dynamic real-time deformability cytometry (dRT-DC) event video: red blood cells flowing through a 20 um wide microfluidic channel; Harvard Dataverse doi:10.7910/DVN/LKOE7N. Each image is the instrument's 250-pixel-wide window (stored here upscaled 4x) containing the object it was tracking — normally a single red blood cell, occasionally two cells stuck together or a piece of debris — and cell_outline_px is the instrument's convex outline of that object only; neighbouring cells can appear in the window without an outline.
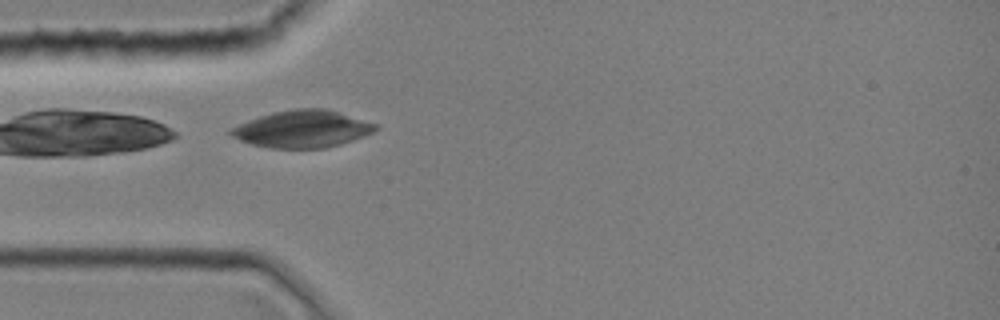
{"species": "common noctule bat (a hibernating species)", "species_latin": "Nyctalus noctula", "temperature_condition": "room temperature", "stored_images_in_passage": 24, "camera_frame_rate_fps": 3000, "um_per_image_px": 0.085, "animal": {"sex": "female", "body_mass_g": 19.0, "forearm_length_mm": 51.5}, "frame": {"image": 1, "passage_image": 1, "time_ms": 0.0, "image_size_px": [1000, 320], "cell_outline_px": [[380, 128], [364, 136], [340, 144], [324, 148], [268, 148], [252, 144], [240, 140], [232, 136], [228, 132], [228, 128], [248, 120], [272, 112], [296, 108], [324, 108], [380, 124]], "centroid_in_image_um": [25.7, 10.96], "position_along_channel_um": 59.3, "area_um2": 31.44}}
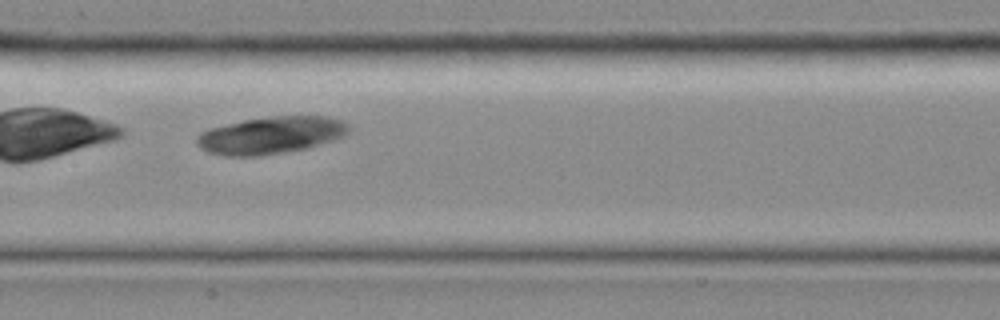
{"frame": {"image": 2, "passage_image": 9, "time_ms": 2.667, "image_size_px": [1000, 320], "cell_outline_px": [[352, 128], [344, 136], [308, 148], [260, 156], [224, 156], [208, 152], [200, 148], [196, 144], [196, 136], [200, 132], [208, 128], [244, 120], [272, 116], [328, 116], [340, 120], [348, 124]], "centroid_in_image_um": [23.0, 11.49], "position_along_channel_um": 184.4, "area_um2": 33.18}}
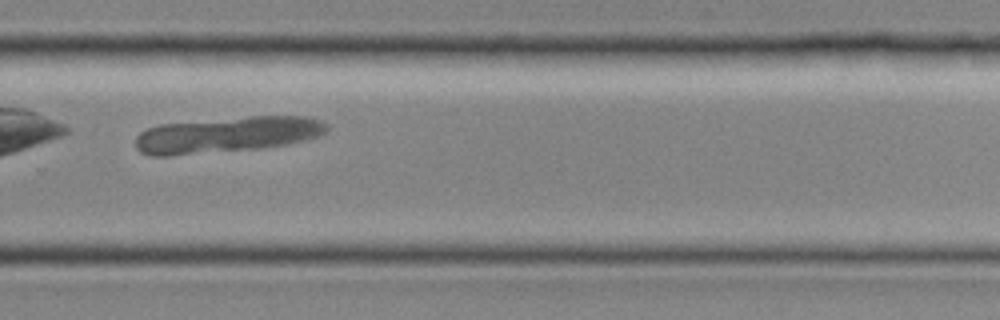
{"frame": {"image": 3, "passage_image": 17, "time_ms": 5.333, "image_size_px": [1000, 320], "cell_outline_px": [[328, 128], [320, 136], [304, 140], [264, 148], [168, 156], [152, 156], [140, 152], [136, 148], [136, 136], [140, 132], [148, 128], [160, 124], [252, 116], [308, 116], [320, 120], [328, 124]], "centroid_in_image_um": [19.3, 11.45], "position_along_channel_um": 310.5, "area_um2": 40.06}}